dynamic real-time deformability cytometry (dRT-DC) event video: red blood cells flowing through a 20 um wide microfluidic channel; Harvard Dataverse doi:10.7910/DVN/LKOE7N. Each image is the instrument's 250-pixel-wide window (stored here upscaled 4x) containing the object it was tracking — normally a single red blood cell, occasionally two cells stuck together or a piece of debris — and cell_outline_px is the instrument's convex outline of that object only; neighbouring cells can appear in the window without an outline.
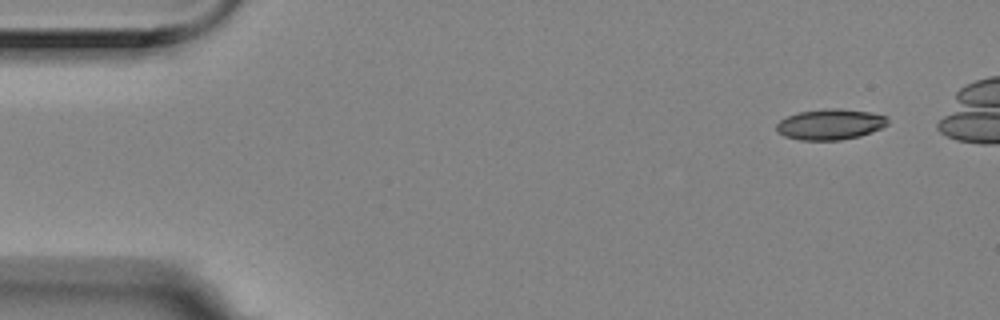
{"species": "Egyptian fruit bat (a non-hibernating species)", "species_latin": "Rousettus aegyptiacus", "temperature_condition": "room temperature", "stored_images_in_passage": 6, "camera_frame_rate_fps": 3000, "um_per_image_px": 0.085, "animal": {"sex": "female"}, "frame": {"image": 1, "passage_image": 1, "time_ms": 0.0, "image_size_px": [1000, 320], "cell_outline_px": [[888, 124], [872, 132], [860, 136], [840, 140], [800, 140], [784, 136], [776, 132], [776, 124], [780, 120], [788, 116], [800, 112], [824, 108], [840, 108], [868, 112], [888, 116]], "centroid_in_image_um": [70.56, 10.57], "position_along_channel_um": 14.4, "area_um2": 20.0}}
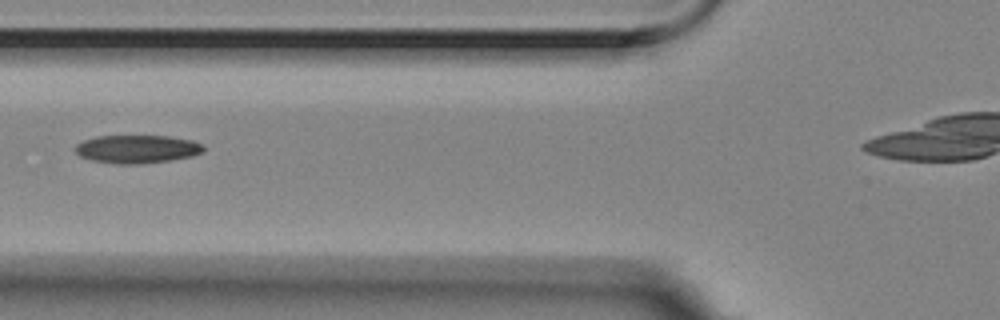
{"frame": {"image": 2, "passage_image": 6, "time_ms": 1.667, "image_size_px": [1000, 320], "cell_outline_px": [[204, 152], [192, 156], [172, 160], [140, 164], [116, 164], [92, 160], [80, 156], [72, 148], [76, 144], [84, 140], [96, 136], [168, 136], [192, 140], [204, 144]], "centroid_in_image_um": [11.66, 12.67], "position_along_channel_um": 114.1, "area_um2": 21.27}}